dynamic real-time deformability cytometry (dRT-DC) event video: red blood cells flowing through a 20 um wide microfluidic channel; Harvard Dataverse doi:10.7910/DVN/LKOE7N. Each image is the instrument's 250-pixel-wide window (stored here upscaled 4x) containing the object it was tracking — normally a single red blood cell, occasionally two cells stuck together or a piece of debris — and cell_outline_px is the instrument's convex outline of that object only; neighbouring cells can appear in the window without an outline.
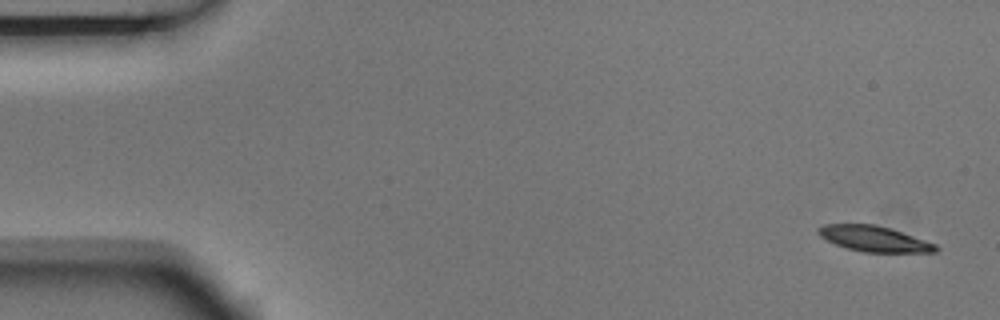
{"species": "Egyptian fruit bat (a non-hibernating species)", "species_latin": "Rousettus aegyptiacus", "temperature_condition": "room temperature", "stored_images_in_passage": 4, "camera_frame_rate_fps": 3000, "um_per_image_px": 0.085, "animal": {"sex": "male"}, "frame": {"image": 1, "passage_image": 1, "time_ms": 0.0, "image_size_px": [1000, 320], "cell_outline_px": [[940, 248], [936, 252], [864, 252], [848, 248], [836, 244], [820, 236], [816, 228], [824, 224], [876, 224], [936, 244]], "centroid_in_image_um": [74.29, 20.29], "position_along_channel_um": 10.7, "area_um2": 17.22}}
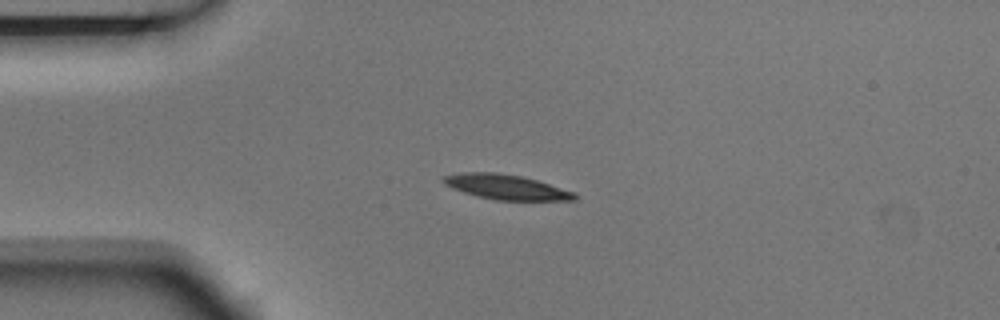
{"frame": {"image": 2, "passage_image": 3, "time_ms": 0.667, "image_size_px": [1000, 320], "cell_outline_px": [[580, 196], [576, 200], [496, 200], [476, 196], [452, 188], [444, 184], [440, 180], [444, 176], [460, 172], [496, 172], [520, 176], [536, 180], [576, 192]], "centroid_in_image_um": [43.03, 15.9], "position_along_channel_um": 42.0, "area_um2": 19.13}}